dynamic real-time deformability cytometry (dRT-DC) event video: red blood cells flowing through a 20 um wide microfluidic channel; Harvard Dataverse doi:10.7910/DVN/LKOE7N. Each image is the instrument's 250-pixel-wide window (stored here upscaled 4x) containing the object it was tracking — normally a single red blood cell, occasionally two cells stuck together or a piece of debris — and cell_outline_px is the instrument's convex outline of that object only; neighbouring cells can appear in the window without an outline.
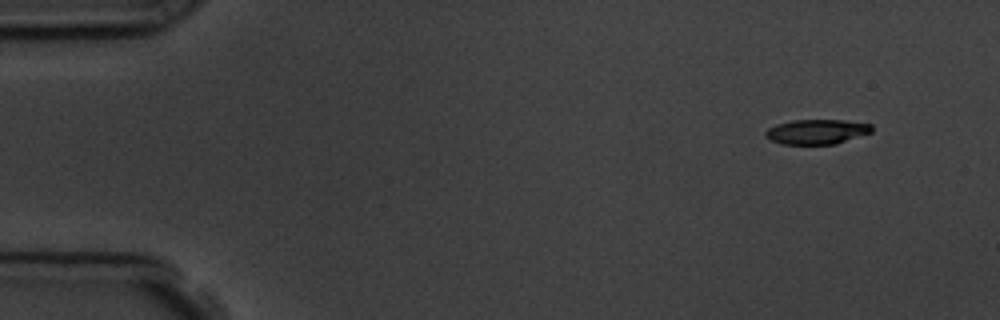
{"species": "common noctule bat (a hibernating species)", "species_latin": "Nyctalus noctula", "temperature_condition": "room temperature", "stored_images_in_passage": 4, "camera_frame_rate_fps": 3000, "um_per_image_px": 0.085, "animal": {"sex": "male", "body_mass_g": 19.5, "forearm_length_mm": 54.6}, "frame": {"image": 1, "passage_image": 1, "time_ms": 0.0, "image_size_px": [1000, 320], "cell_outline_px": [[872, 132], [836, 144], [784, 144], [772, 140], [764, 136], [764, 132], [768, 128], [776, 124], [792, 120], [844, 120], [872, 124]], "centroid_in_image_um": [69.42, 11.19], "position_along_channel_um": 15.6, "area_um2": 15.37}}
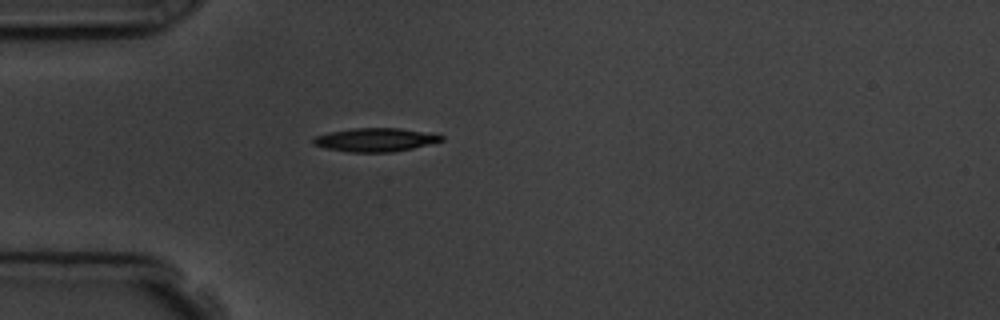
{"frame": {"image": 2, "passage_image": 4, "time_ms": 3.667, "image_size_px": [1000, 320], "cell_outline_px": [[444, 140], [412, 148], [392, 152], [352, 152], [324, 148], [312, 144], [312, 140], [316, 136], [328, 132], [352, 128], [400, 128], [444, 136]], "centroid_in_image_um": [31.84, 11.88], "position_along_channel_um": 53.2, "area_um2": 17.4}}